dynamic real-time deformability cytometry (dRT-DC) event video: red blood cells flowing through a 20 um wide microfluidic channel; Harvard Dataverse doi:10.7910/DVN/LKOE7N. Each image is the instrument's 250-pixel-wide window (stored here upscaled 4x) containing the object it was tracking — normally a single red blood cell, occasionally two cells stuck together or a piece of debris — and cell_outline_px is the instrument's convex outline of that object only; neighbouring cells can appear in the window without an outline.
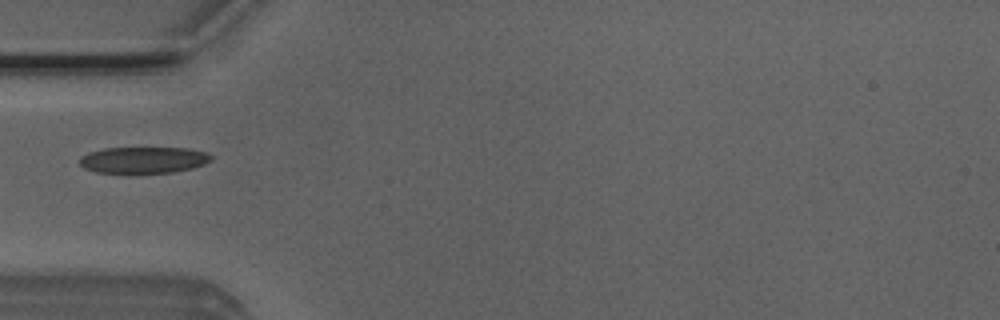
{"species": "Egyptian fruit bat (a non-hibernating species)", "species_latin": "Rousettus aegyptiacus", "temperature_condition": "room temperature", "stored_images_in_passage": 37, "camera_frame_rate_fps": 3000, "um_per_image_px": 0.085, "animal": {"sex": "male"}, "frame": {"image": 1, "passage_image": 1, "time_ms": 0.0, "image_size_px": [1000, 320], "cell_outline_px": [[212, 160], [204, 164], [192, 168], [172, 172], [128, 176], [96, 172], [84, 168], [80, 164], [80, 156], [88, 152], [104, 148], [188, 148], [204, 152], [212, 156]], "centroid_in_image_um": [12.13, 13.64], "position_along_channel_um": 72.9, "area_um2": 21.1}}
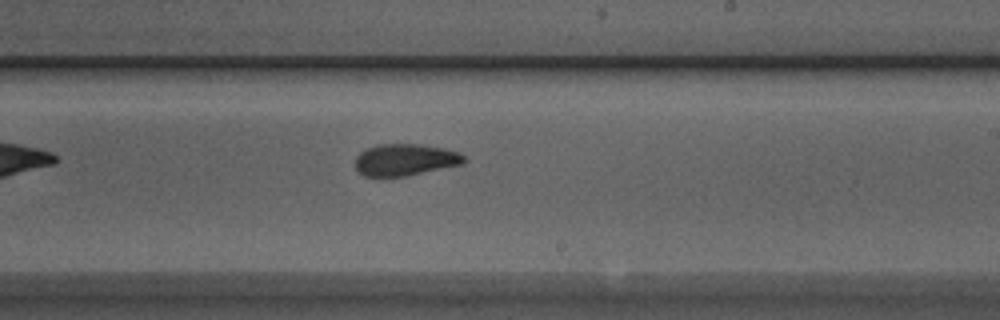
{"frame": {"image": 2, "passage_image": 15, "time_ms": 4.667, "image_size_px": [1000, 320], "cell_outline_px": [[468, 160], [464, 164], [404, 176], [364, 176], [356, 172], [356, 156], [364, 148], [376, 144], [420, 144], [460, 152]], "centroid_in_image_um": [34.42, 13.57], "position_along_channel_um": 254.6, "area_um2": 20.29}}
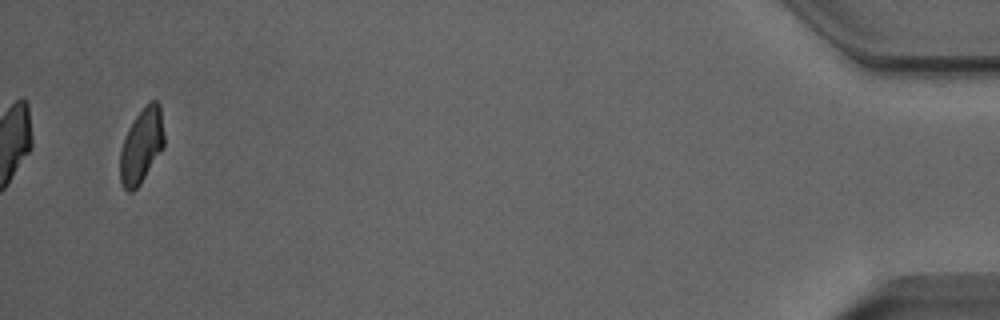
{"frame": {"image": 3, "passage_image": 35, "time_ms": 11.333, "image_size_px": [1000, 320], "cell_outline_px": [[164, 148], [140, 184], [132, 192], [128, 192], [124, 188], [120, 180], [120, 152], [128, 128], [144, 104], [148, 100], [156, 100], [160, 104], [164, 132]], "centroid_in_image_um": [12.05, 12.36], "position_along_channel_um": 423.2, "area_um2": 19.42}}